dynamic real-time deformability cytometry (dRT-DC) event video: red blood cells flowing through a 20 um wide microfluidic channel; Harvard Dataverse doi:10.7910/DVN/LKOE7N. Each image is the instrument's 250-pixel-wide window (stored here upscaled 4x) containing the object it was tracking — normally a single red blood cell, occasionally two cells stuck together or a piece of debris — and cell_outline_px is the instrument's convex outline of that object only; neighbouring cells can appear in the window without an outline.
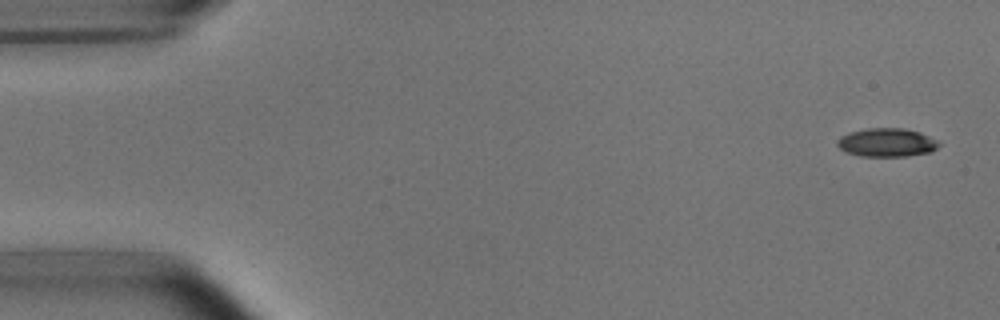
{"species": "common noctule bat (a hibernating species)", "species_latin": "Nyctalus noctula", "temperature_condition": "room temperature", "stored_images_in_passage": 3, "camera_frame_rate_fps": 3000, "um_per_image_px": 0.085, "animal": {"sex": "male", "body_mass_g": 15.6}, "frame": {"image": 1, "passage_image": 1, "time_ms": 0.0, "image_size_px": [1000, 320], "cell_outline_px": [[940, 144], [932, 152], [908, 156], [860, 156], [844, 152], [836, 144], [836, 140], [840, 136], [848, 132], [868, 128], [904, 128], [920, 132], [936, 140]], "centroid_in_image_um": [75.34, 12.11], "position_along_channel_um": 9.7, "area_um2": 17.05}}